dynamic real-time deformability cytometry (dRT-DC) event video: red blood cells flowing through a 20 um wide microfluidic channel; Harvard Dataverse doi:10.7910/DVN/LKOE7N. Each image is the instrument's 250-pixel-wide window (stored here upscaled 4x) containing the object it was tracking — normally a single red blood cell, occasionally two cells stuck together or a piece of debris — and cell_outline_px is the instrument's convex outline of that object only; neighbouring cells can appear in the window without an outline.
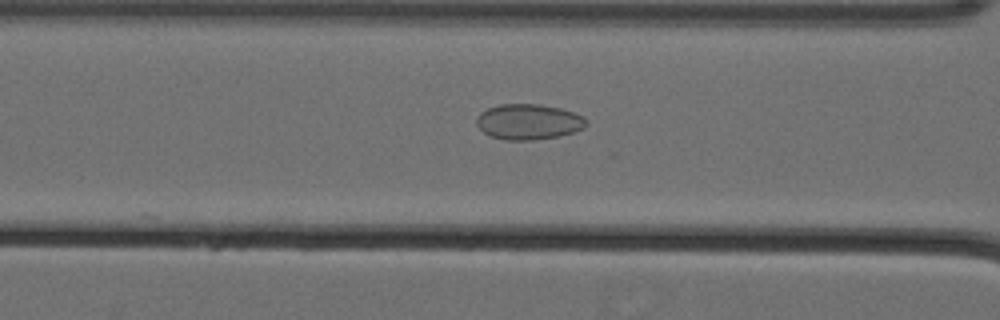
{"species": "Egyptian fruit bat (a non-hibernating species)", "species_latin": "Rousettus aegyptiacus", "temperature_condition": "cold", "stored_images_in_passage": 57, "camera_frame_rate_fps": 3000, "um_per_image_px": 0.085, "animal": {"sex": "female"}, "frame": {"image": 1, "passage_image": 25, "time_ms": 8.0, "image_size_px": [1000, 320], "cell_outline_px": [[588, 124], [584, 128], [576, 132], [560, 136], [532, 140], [508, 140], [492, 136], [484, 132], [476, 124], [476, 116], [480, 112], [488, 108], [500, 104], [540, 104], [560, 108], [584, 116], [588, 120]], "centroid_in_image_um": [44.96, 10.35], "position_along_channel_um": 121.6, "area_um2": 22.89}}
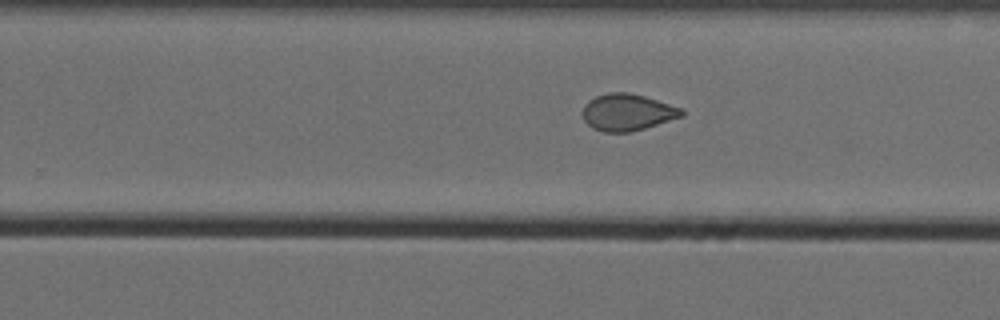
{"frame": {"image": 2, "passage_image": 38, "time_ms": 12.333, "image_size_px": [1000, 320], "cell_outline_px": [[684, 116], [644, 128], [628, 132], [604, 132], [592, 128], [584, 120], [584, 104], [588, 100], [596, 96], [608, 92], [628, 92], [644, 96], [684, 108]], "centroid_in_image_um": [53.35, 9.53], "position_along_channel_um": 276.5, "area_um2": 21.21}}
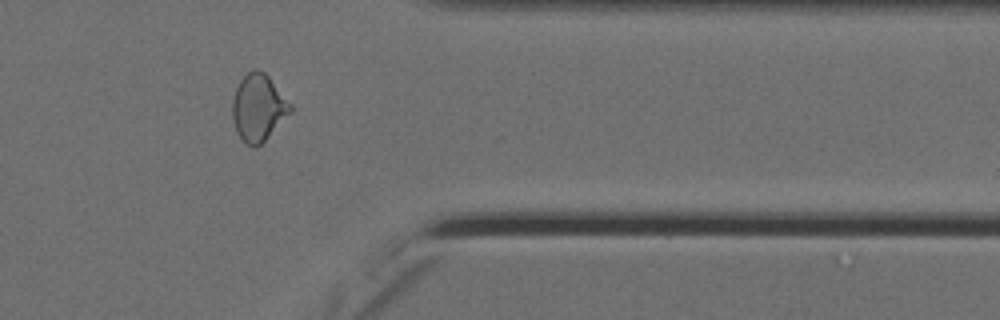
{"frame": {"image": 3, "passage_image": 48, "time_ms": 15.667, "image_size_px": [1000, 320], "cell_outline_px": [[292, 112], [256, 148], [248, 144], [236, 132], [232, 116], [232, 100], [236, 88], [240, 80], [248, 72], [256, 68], [264, 72], [268, 76], [292, 104]], "centroid_in_image_um": [21.96, 9.13], "position_along_channel_um": 389.4, "area_um2": 22.43}, "authors_computed_cell_mechanics": {"area_um2": 23.1778, "velocity_mm_per_s": 3.5812, "shape_relaxation_time_tau1_ms": 9.8293, "shape_relaxation_time_tau2_ms": 1.8416, "deformation_change_tau1": 0.1402, "deformation_change_tau2": 0.0604}}